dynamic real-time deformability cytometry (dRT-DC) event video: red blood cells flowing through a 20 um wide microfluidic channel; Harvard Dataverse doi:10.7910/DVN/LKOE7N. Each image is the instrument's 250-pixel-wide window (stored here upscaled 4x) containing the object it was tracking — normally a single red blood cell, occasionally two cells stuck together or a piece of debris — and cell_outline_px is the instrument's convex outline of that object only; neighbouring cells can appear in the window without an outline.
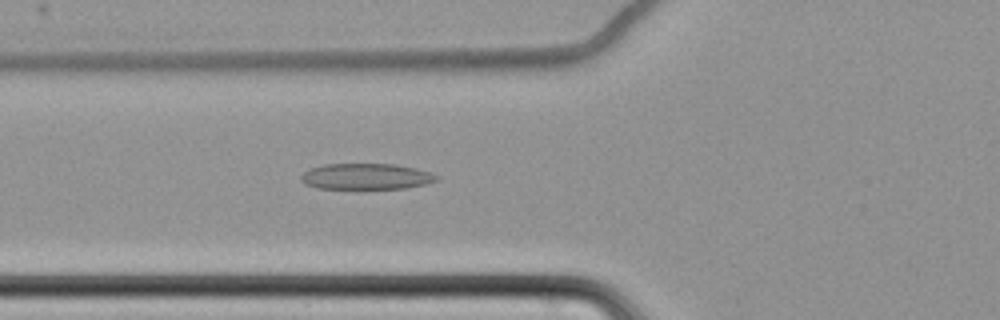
{"species": "common noctule bat (a hibernating species)", "species_latin": "Nyctalus noctula", "temperature_condition": "cold", "stored_images_in_passage": 64, "camera_frame_rate_fps": 3000, "um_per_image_px": 0.085, "animal": {"sex": "female", "body_mass_g": 22.7, "forearm_length_mm": 54.2}, "frame": {"image": 1, "passage_image": 27, "time_ms": 8.667, "image_size_px": [1000, 320], "cell_outline_px": [[440, 180], [424, 184], [404, 188], [316, 188], [304, 184], [300, 180], [300, 176], [308, 168], [324, 164], [396, 164], [416, 168], [432, 172], [440, 176]], "centroid_in_image_um": [31.13, 14.99], "position_along_channel_um": 94.7, "area_um2": 20.69}}
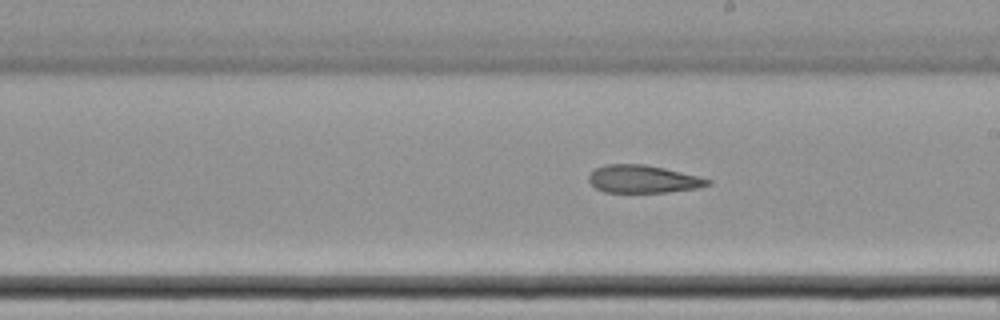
{"frame": {"image": 2, "passage_image": 39, "time_ms": 12.667, "image_size_px": [1000, 320], "cell_outline_px": [[712, 184], [700, 188], [668, 192], [604, 192], [596, 188], [588, 180], [588, 176], [596, 168], [604, 164], [644, 164], [664, 168], [700, 176], [712, 180]], "centroid_in_image_um": [54.7, 15.22], "position_along_channel_um": 234.3, "area_um2": 19.36}}
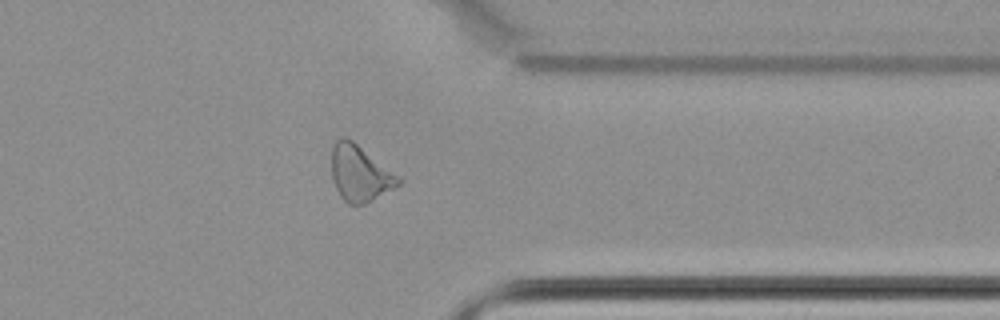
{"frame": {"image": 3, "passage_image": 52, "time_ms": 17.0, "image_size_px": [1000, 320], "cell_outline_px": [[404, 180], [400, 184], [372, 200], [364, 204], [348, 204], [340, 196], [332, 180], [332, 144], [340, 136], [344, 136], [352, 140]], "centroid_in_image_um": [30.56, 14.72], "position_along_channel_um": 380.8, "area_um2": 21.68}, "authors_computed_cell_mechanics": {"area_um2": 23.3223, "velocity_mm_per_s": 3.4929, "shape_relaxation_time_tau1_ms": null, "shape_relaxation_time_tau2_ms": 4.6904, "deformation_change_tau1": null, "deformation_change_tau2": 0.1346}}